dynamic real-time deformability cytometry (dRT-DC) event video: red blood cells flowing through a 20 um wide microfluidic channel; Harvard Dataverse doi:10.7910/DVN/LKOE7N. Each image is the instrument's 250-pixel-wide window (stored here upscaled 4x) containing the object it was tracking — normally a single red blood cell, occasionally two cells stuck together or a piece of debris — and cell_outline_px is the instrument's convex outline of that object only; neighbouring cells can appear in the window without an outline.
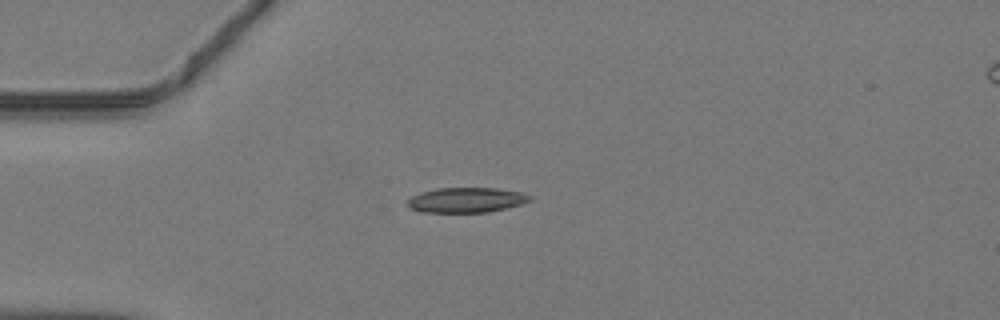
{"species": "common noctule bat (a hibernating species)", "species_latin": "Nyctalus noctula", "temperature_condition": "warm", "stored_images_in_passage": 35, "camera_frame_rate_fps": 3000, "um_per_image_px": 0.085, "animal": {"sex": "male", "body_mass_g": 19.2, "forearm_length_mm": 51.8}, "frame": {"image": 1, "passage_image": 1, "time_ms": 0.0, "image_size_px": [1000, 320], "cell_outline_px": [[532, 200], [520, 204], [488, 212], [420, 212], [412, 208], [408, 204], [408, 200], [412, 196], [420, 192], [436, 188], [496, 188], [520, 192], [532, 196]], "centroid_in_image_um": [39.63, 16.99], "position_along_channel_um": 45.4, "area_um2": 17.69}}
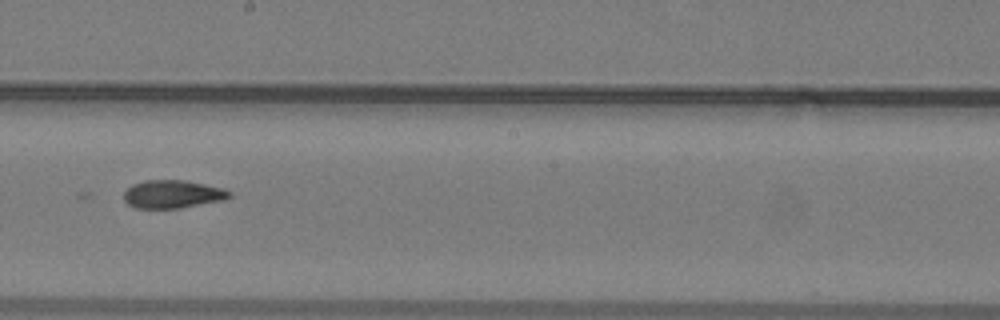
{"frame": {"image": 2, "passage_image": 15, "time_ms": 4.667, "image_size_px": [1000, 320], "cell_outline_px": [[232, 196], [220, 200], [180, 208], [136, 208], [128, 204], [124, 200], [124, 192], [132, 184], [144, 180], [184, 180], [224, 188], [232, 192]], "centroid_in_image_um": [14.65, 16.49], "position_along_channel_um": 233.5, "area_um2": 17.17}}
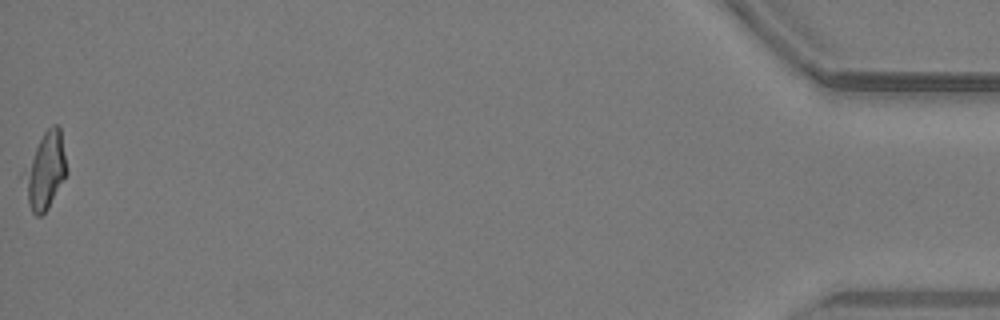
{"frame": {"image": 3, "passage_image": 35, "time_ms": 11.333, "image_size_px": [1000, 320], "cell_outline_px": [[68, 172], [48, 208], [40, 216], [36, 216], [32, 212], [28, 204], [20, 176], [20, 172], [44, 132], [52, 124], [56, 124], [60, 128]], "centroid_in_image_um": [3.79, 14.52], "position_along_channel_um": 431.4, "area_um2": 19.48}}